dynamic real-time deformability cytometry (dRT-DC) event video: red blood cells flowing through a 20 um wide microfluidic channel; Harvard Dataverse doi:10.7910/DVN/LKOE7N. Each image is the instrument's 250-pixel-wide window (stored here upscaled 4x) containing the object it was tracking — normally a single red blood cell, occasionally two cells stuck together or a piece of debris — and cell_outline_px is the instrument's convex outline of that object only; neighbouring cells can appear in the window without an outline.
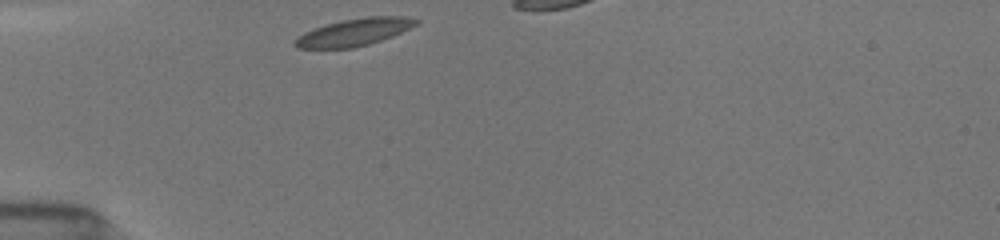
{"species": "common noctule bat (a hibernating species)", "species_latin": "Nyctalus noctula", "temperature_condition": "room temperature", "stored_images_in_passage": 11, "camera_frame_rate_fps": 3000, "um_per_image_px": 0.085, "animal": {"sex": "female", "body_mass_g": 19.5, "forearm_length_mm": 54.1}, "frame": {"image": 1, "passage_image": 1, "time_ms": 0.0, "image_size_px": [1000, 240], "cell_outline_px": [[420, 20], [416, 24], [392, 36], [368, 44], [352, 48], [296, 48], [292, 44], [292, 40], [304, 32], [324, 24], [344, 20], [368, 16], [404, 16]], "centroid_in_image_um": [30.03, 2.73], "position_along_channel_um": 55.0, "area_um2": 19.13}}